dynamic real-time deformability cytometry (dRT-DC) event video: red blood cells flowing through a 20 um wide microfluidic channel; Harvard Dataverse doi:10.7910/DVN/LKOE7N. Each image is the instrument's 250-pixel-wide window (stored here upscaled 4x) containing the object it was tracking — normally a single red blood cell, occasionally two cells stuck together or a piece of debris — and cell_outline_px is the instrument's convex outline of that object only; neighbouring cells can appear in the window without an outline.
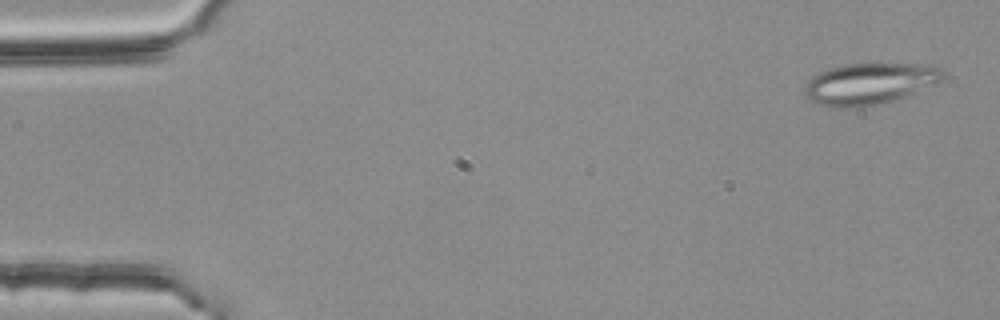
{"species": "common noctule bat (a hibernating species)", "species_latin": "Nyctalus noctula", "temperature_condition": "room temperature", "stored_images_in_passage": 54, "camera_frame_rate_fps": 3000, "um_per_image_px": 0.085, "animal": {"sex": "female", "body_mass_g": 25.1}, "frame": {"image": 1, "passage_image": 2, "time_ms": 0.333, "image_size_px": [1000, 320], "cell_outline_px": [[944, 76], [940, 80], [912, 92], [892, 100], [860, 108], [844, 108], [820, 104], [808, 100], [804, 96], [804, 88], [808, 80], [812, 76], [828, 68], [844, 64], [932, 64], [944, 68]], "centroid_in_image_um": [73.85, 7.1], "position_along_channel_um": 11.2, "area_um2": 33.06}}
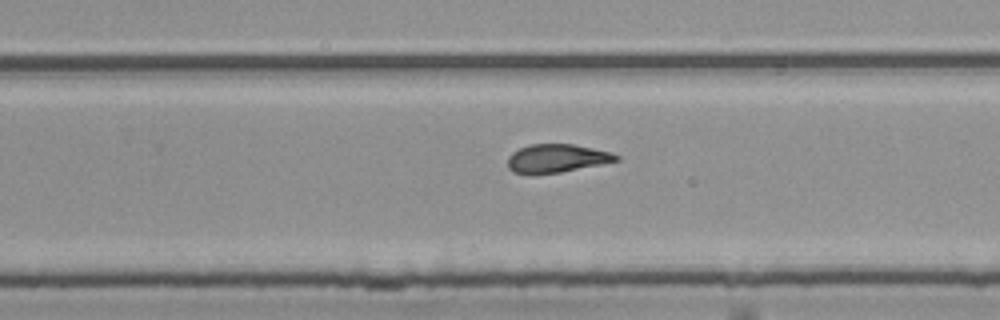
{"frame": {"image": 2, "passage_image": 34, "time_ms": 11.0, "image_size_px": [1000, 320], "cell_outline_px": [[620, 160], [560, 172], [528, 176], [512, 172], [508, 168], [508, 156], [512, 152], [528, 144], [572, 144], [612, 152], [620, 156]], "centroid_in_image_um": [47.26, 13.48], "position_along_channel_um": 282.5, "area_um2": 18.21}}
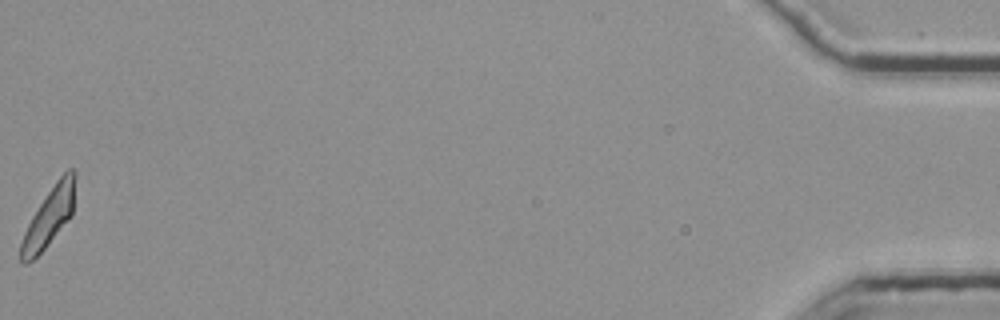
{"frame": {"image": 3, "passage_image": 54, "time_ms": 17.667, "image_size_px": [1000, 320], "cell_outline_px": [[76, 176], [72, 216], [44, 248], [32, 260], [24, 264], [20, 260], [20, 244], [24, 232], [32, 216], [56, 180], [68, 168], [76, 168]], "centroid_in_image_um": [4.2, 18.39], "position_along_channel_um": 431.0, "area_um2": 18.38}, "authors_computed_cell_mechanics": {"area_um2": 18.9006, "velocity_mm_per_s": 3.7701, "shape_relaxation_time_tau1_ms": null, "shape_relaxation_time_tau2_ms": 2.9941, "deformation_change_tau1": null, "deformation_change_tau2": 0.1205}}